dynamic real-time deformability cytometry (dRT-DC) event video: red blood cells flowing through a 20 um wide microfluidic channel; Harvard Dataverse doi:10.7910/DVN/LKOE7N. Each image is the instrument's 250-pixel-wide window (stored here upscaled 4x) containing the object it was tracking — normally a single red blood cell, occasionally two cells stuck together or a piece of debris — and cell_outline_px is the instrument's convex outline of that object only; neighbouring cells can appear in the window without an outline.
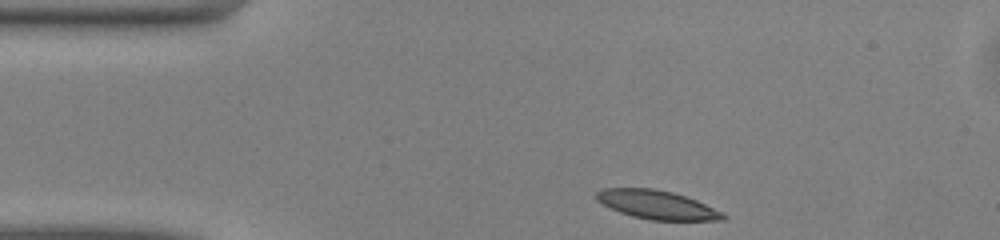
{"species": "common noctule bat (a hibernating species)", "species_latin": "Nyctalus noctula", "temperature_condition": "warm", "stored_images_in_passage": 42, "camera_frame_rate_fps": 3000, "um_per_image_px": 0.085, "animal": {"sex": "male", "body_mass_g": 13.0, "forearm_length_mm": 53.1}, "frame": {"image": 1, "passage_image": 1, "time_ms": 0.0, "image_size_px": [1000, 240], "cell_outline_px": [[728, 216], [724, 220], [652, 220], [632, 216], [620, 212], [596, 200], [596, 192], [604, 188], [652, 188], [672, 192], [696, 200]], "centroid_in_image_um": [55.82, 17.4], "position_along_channel_um": 29.2, "area_um2": 20.81}}
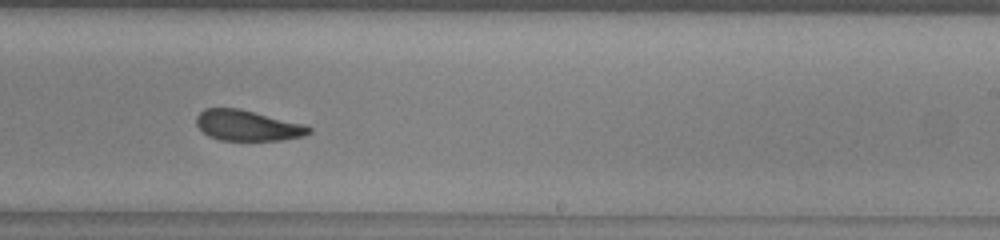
{"frame": {"image": 2, "passage_image": 22, "time_ms": 7.0, "image_size_px": [1000, 240], "cell_outline_px": [[312, 132], [304, 136], [280, 140], [220, 140], [208, 136], [196, 124], [196, 116], [204, 108], [240, 108], [304, 124], [312, 128]], "centroid_in_image_um": [21.04, 10.66], "position_along_channel_um": 268.0, "area_um2": 20.11}}
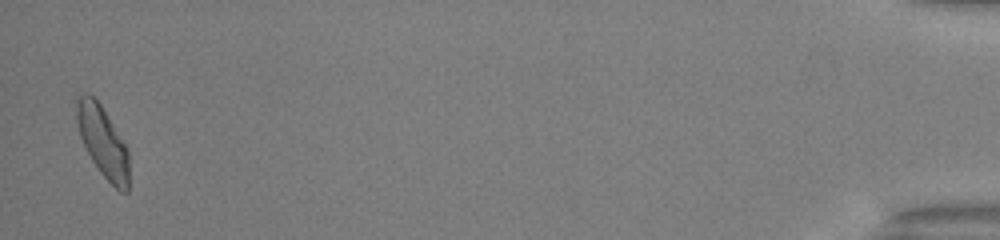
{"frame": {"image": 3, "passage_image": 41, "time_ms": 13.333, "image_size_px": [1000, 240], "cell_outline_px": [[128, 192], [120, 192], [100, 172], [92, 160], [80, 136], [76, 120], [76, 96], [84, 92], [88, 92], [100, 104], [128, 148]], "centroid_in_image_um": [8.72, 12.01], "position_along_channel_um": 426.5, "area_um2": 21.44}, "authors_computed_cell_mechanics": {"area_um2": 21.3571, "velocity_mm_per_s": 4.0932, "shape_relaxation_time_tau1_ms": 3.6602, "shape_relaxation_time_tau2_ms": 2.3831, "deformation_change_tau1": 0.1321, "deformation_change_tau2": 0.093}}